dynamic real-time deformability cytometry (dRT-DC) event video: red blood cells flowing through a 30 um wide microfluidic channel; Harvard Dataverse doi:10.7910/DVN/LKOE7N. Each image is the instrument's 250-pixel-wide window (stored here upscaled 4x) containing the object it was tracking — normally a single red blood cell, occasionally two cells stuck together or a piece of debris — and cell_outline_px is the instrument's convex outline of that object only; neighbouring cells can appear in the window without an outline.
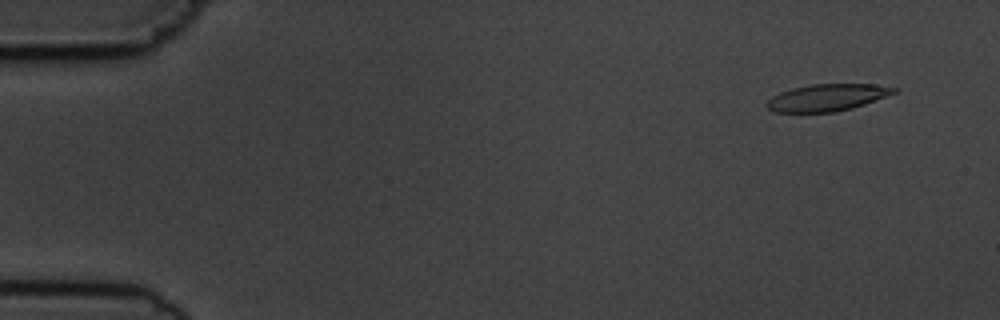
{"species": "common noctule bat (a hibernating species)", "species_latin": "Nyctalus noctula", "temperature_condition": "cold", "stored_images_in_passage": 5, "camera_frame_rate_fps": 3000, "um_per_image_px": 0.085, "animal": {"sex": "male", "body_mass_g": 19.5, "forearm_length_mm": 54.6}, "frame": {"image": 1, "passage_image": 1, "time_ms": 0.0, "image_size_px": [1000, 320], "cell_outline_px": [[896, 92], [864, 104], [852, 108], [836, 112], [776, 112], [768, 108], [764, 104], [772, 96], [780, 92], [792, 88], [812, 84], [876, 84], [896, 88]], "centroid_in_image_um": [70.27, 8.29], "position_along_channel_um": 14.7, "area_um2": 19.83}}
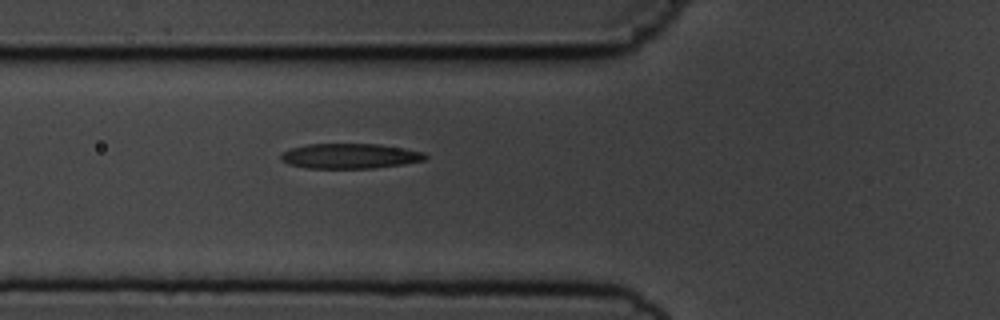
{"frame": {"image": 2, "passage_image": 5, "time_ms": 5.333, "image_size_px": [1000, 320], "cell_outline_px": [[428, 156], [424, 160], [404, 164], [372, 168], [308, 168], [288, 164], [280, 160], [280, 156], [284, 152], [292, 148], [308, 144], [380, 144], [404, 148], [424, 152]], "centroid_in_image_um": [29.76, 13.26], "position_along_channel_um": 96.0, "area_um2": 21.04}}